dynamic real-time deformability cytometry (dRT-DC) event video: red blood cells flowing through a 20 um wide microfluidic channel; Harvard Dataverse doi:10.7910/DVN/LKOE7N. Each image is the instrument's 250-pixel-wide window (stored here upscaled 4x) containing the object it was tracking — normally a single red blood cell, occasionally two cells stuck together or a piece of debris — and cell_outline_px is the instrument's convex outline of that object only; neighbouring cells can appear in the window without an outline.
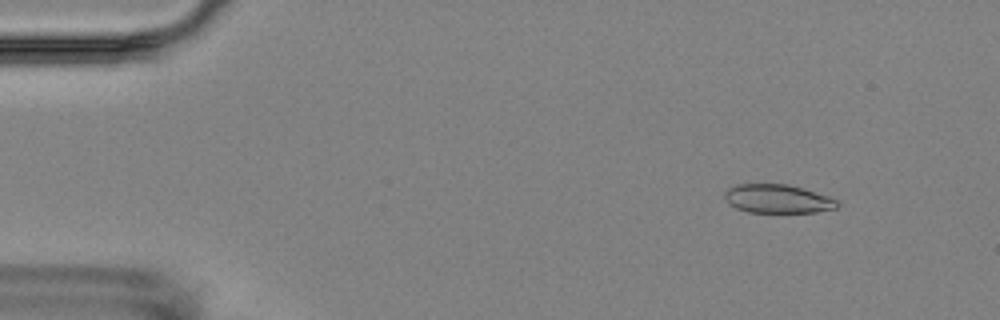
{"species": "Egyptian fruit bat (a non-hibernating species)", "species_latin": "Rousettus aegyptiacus", "temperature_condition": "room temperature", "stored_images_in_passage": 5, "camera_frame_rate_fps": 3000, "um_per_image_px": 0.085, "animal": {"sex": "female"}, "frame": {"image": 1, "passage_image": 2, "time_ms": 1.0, "image_size_px": [1000, 320], "cell_outline_px": [[840, 204], [836, 208], [816, 212], [748, 212], [736, 208], [728, 204], [724, 196], [724, 192], [728, 188], [736, 184], [788, 184], [804, 188], [828, 196], [836, 200]], "centroid_in_image_um": [66.08, 16.89], "position_along_channel_um": 18.9, "area_um2": 18.9}}
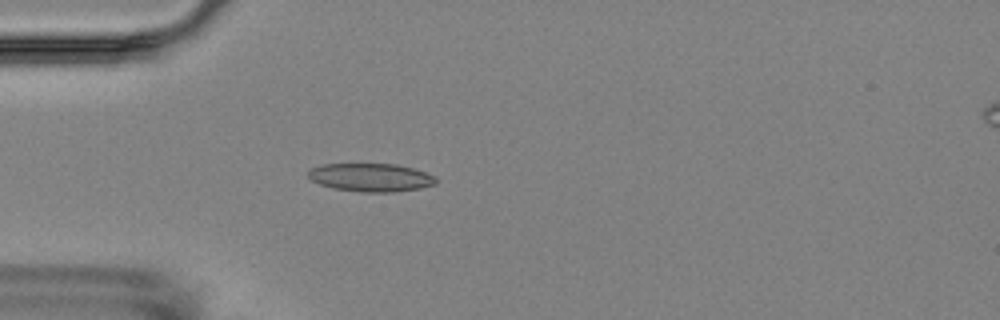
{"frame": {"image": 2, "passage_image": 5, "time_ms": 4.333, "image_size_px": [1000, 320], "cell_outline_px": [[440, 180], [436, 184], [420, 188], [396, 192], [360, 192], [332, 188], [320, 184], [312, 180], [308, 176], [308, 172], [312, 168], [320, 164], [396, 164], [412, 168], [436, 176]], "centroid_in_image_um": [31.55, 15.09], "position_along_channel_um": 53.4, "area_um2": 21.15}}